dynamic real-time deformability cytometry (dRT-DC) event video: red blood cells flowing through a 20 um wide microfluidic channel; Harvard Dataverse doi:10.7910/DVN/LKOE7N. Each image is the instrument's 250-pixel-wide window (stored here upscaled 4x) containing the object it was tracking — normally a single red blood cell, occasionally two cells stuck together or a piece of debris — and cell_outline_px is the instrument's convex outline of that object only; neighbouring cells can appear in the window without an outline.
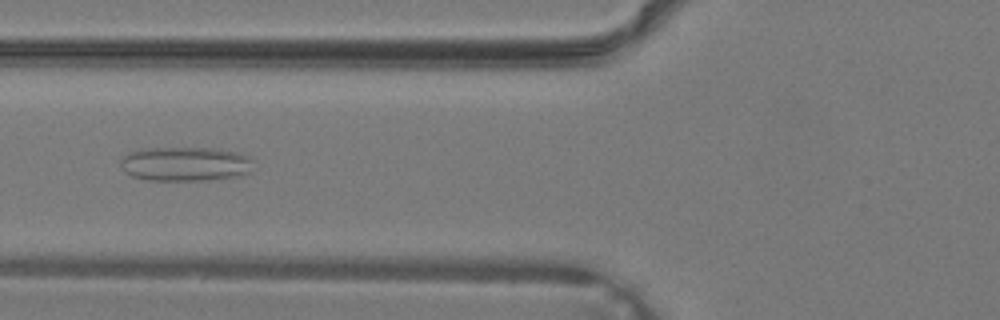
{"species": "common noctule bat (a hibernating species)", "species_latin": "Nyctalus noctula", "temperature_condition": "warm", "stored_images_in_passage": 39, "camera_frame_rate_fps": 3000, "um_per_image_px": 0.085, "animal": {"sex": "male", "body_mass_g": 19.2, "forearm_length_mm": 51.8}, "frame": {"image": 1, "passage_image": 16, "time_ms": 5.0, "image_size_px": [1000, 320], "cell_outline_px": [[252, 160], [248, 172], [240, 176], [208, 180], [148, 180], [132, 176], [124, 172], [120, 164], [120, 160], [128, 152], [148, 148], [212, 148], [236, 152], [252, 156]], "centroid_in_image_um": [15.73, 13.93], "position_along_channel_um": 110.1, "area_um2": 26.59}}
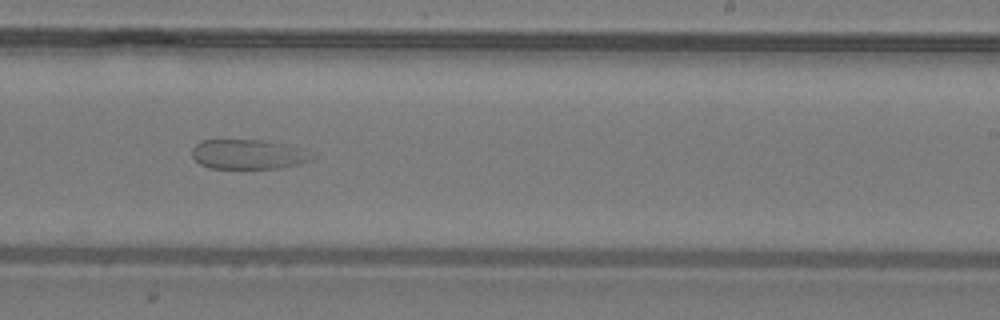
{"frame": {"image": 2, "passage_image": 25, "time_ms": 8.0, "image_size_px": [1000, 320], "cell_outline_px": [[316, 156], [312, 160], [280, 168], [208, 168], [200, 164], [192, 156], [192, 148], [200, 140], [264, 140], [284, 144], [296, 148]], "centroid_in_image_um": [21.04, 13.12], "position_along_channel_um": 268.0, "area_um2": 20.52}}
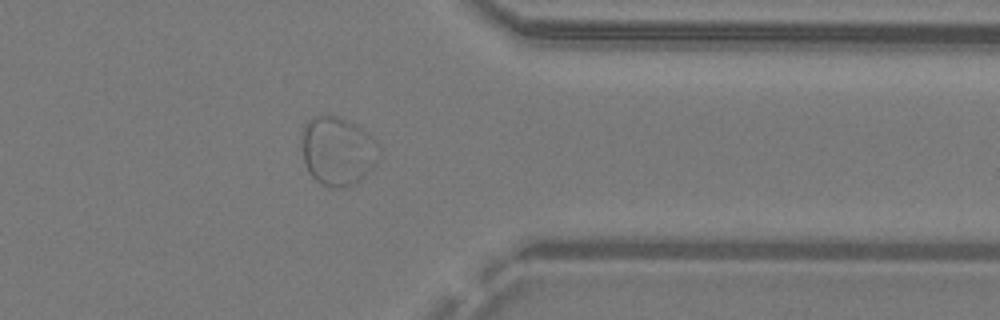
{"frame": {"image": 3, "passage_image": 32, "time_ms": 10.333, "image_size_px": [1000, 320], "cell_outline_px": [[376, 164], [356, 184], [344, 188], [332, 188], [320, 184], [308, 172], [304, 160], [300, 144], [300, 132], [304, 124], [312, 116], [336, 116], [348, 120], [360, 128], [376, 140]], "centroid_in_image_um": [28.62, 12.85], "position_along_channel_um": 382.8, "area_um2": 31.1}}